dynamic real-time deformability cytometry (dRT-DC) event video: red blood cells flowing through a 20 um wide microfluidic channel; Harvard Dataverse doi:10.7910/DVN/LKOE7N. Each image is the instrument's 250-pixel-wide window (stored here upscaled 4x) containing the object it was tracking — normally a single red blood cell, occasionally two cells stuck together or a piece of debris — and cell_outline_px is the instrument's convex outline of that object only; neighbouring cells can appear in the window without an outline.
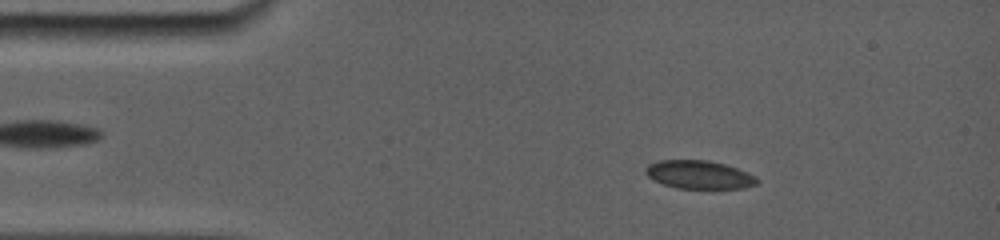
{"species": "common noctule bat (a hibernating species)", "species_latin": "Nyctalus noctula", "temperature_condition": "room temperature", "stored_images_in_passage": 35, "camera_frame_rate_fps": 5000, "um_per_image_px": 0.085, "animal": {"sex": "female", "body_mass_g": 19.0, "forearm_length_mm": 56.7}, "frame": {"image": 1, "passage_image": 4, "time_ms": 1.6, "image_size_px": [1000, 240], "cell_outline_px": [[756, 184], [744, 188], [676, 188], [652, 180], [644, 172], [648, 164], [660, 160], [704, 160], [724, 164], [736, 168], [756, 176]], "centroid_in_image_um": [59.38, 14.85], "position_along_channel_um": 25.6, "area_um2": 18.15}}
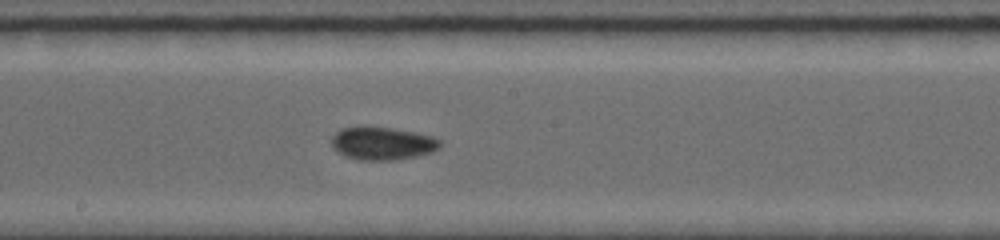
{"frame": {"image": 2, "passage_image": 20, "time_ms": 8.0, "image_size_px": [1000, 240], "cell_outline_px": [[440, 144], [432, 152], [416, 156], [396, 160], [356, 160], [344, 156], [332, 144], [332, 136], [336, 132], [344, 128], [392, 128], [432, 136], [440, 140]], "centroid_in_image_um": [32.51, 12.22], "position_along_channel_um": 215.7, "area_um2": 20.23}}
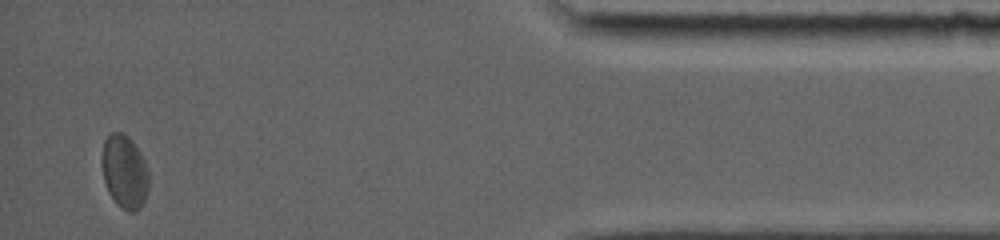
{"frame": {"image": 3, "passage_image": 34, "time_ms": 14.8, "image_size_px": [1000, 240], "cell_outline_px": [[148, 192], [140, 208], [136, 212], [128, 212], [116, 204], [108, 192], [104, 180], [100, 160], [104, 140], [112, 132], [120, 132], [128, 136], [132, 140], [140, 152], [148, 168]], "centroid_in_image_um": [10.57, 14.6], "position_along_channel_um": 424.6, "area_um2": 20.4}}